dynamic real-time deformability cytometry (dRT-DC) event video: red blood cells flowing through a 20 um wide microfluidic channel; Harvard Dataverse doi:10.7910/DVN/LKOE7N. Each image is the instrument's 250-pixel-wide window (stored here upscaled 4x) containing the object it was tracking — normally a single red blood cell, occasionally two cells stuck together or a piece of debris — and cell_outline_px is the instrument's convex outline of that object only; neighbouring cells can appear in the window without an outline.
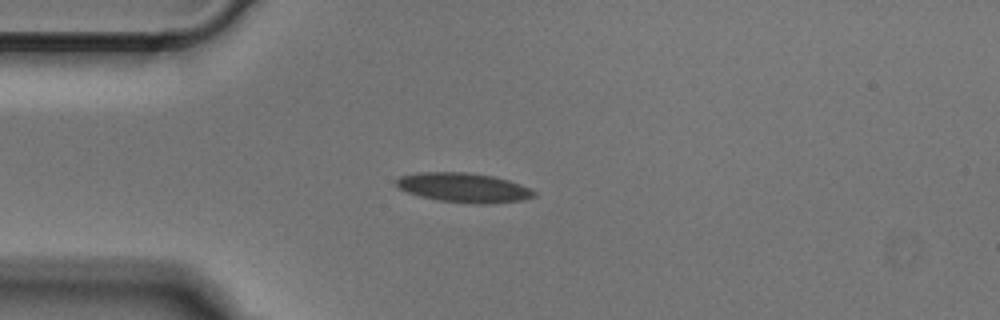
{"species": "Egyptian fruit bat (a non-hibernating species)", "species_latin": "Rousettus aegyptiacus", "temperature_condition": "cold", "stored_images_in_passage": 38, "camera_frame_rate_fps": 3000, "um_per_image_px": 0.085, "animal": {"sex": "male"}, "frame": {"image": 1, "passage_image": 1, "time_ms": 0.0, "image_size_px": [1000, 320], "cell_outline_px": [[536, 196], [524, 200], [492, 204], [472, 204], [440, 200], [420, 196], [408, 192], [400, 188], [396, 184], [396, 180], [400, 176], [416, 172], [464, 172], [492, 176], [508, 180], [520, 184], [536, 192]], "centroid_in_image_um": [39.44, 15.95], "position_along_channel_um": 45.6, "area_um2": 23.64}}
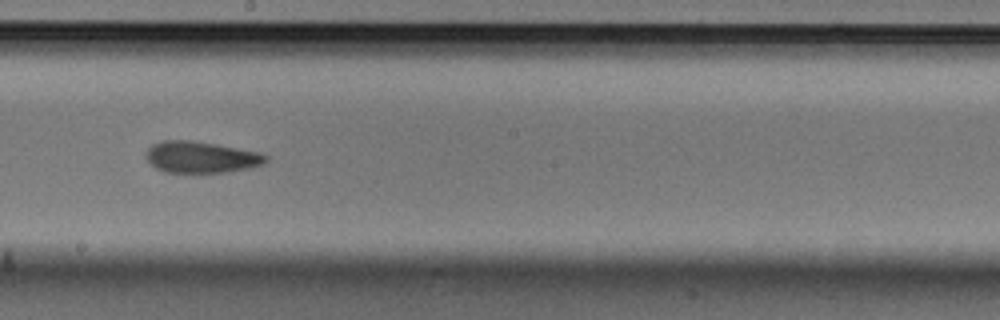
{"frame": {"image": 2, "passage_image": 16, "time_ms": 5.0, "image_size_px": [1000, 320], "cell_outline_px": [[268, 160], [264, 164], [248, 168], [228, 172], [164, 172], [156, 168], [144, 156], [144, 152], [152, 144], [164, 140], [192, 140], [216, 144], [260, 152], [268, 156]], "centroid_in_image_um": [17.08, 13.35], "position_along_channel_um": 231.1, "area_um2": 22.08}}
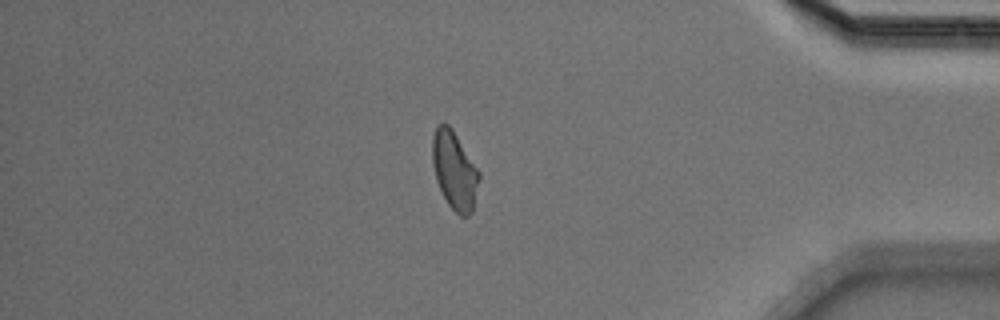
{"frame": {"image": 3, "passage_image": 31, "time_ms": 10.0, "image_size_px": [1000, 320], "cell_outline_px": [[480, 176], [472, 212], [468, 216], [460, 216], [448, 204], [436, 180], [432, 164], [432, 136], [436, 124], [448, 124], [452, 128], [480, 172]], "centroid_in_image_um": [38.62, 14.46], "position_along_channel_um": 396.6, "area_um2": 21.21}}